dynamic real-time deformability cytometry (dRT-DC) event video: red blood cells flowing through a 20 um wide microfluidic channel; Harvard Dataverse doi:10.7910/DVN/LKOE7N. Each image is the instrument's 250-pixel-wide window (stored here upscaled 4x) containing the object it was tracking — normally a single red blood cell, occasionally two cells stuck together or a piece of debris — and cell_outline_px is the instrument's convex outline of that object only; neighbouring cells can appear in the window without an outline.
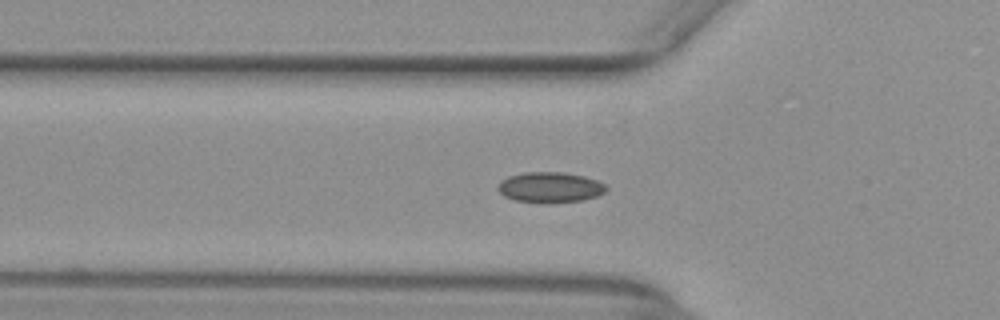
{"species": "common noctule bat (a hibernating species)", "species_latin": "Nyctalus noctula", "temperature_condition": "warm", "stored_images_in_passage": 38, "camera_frame_rate_fps": 3000, "um_per_image_px": 0.085, "animal": {"sex": "female", "body_mass_g": 29.2, "forearm_length_mm": 56.3}, "frame": {"image": 1, "passage_image": 4, "time_ms": 1.0, "image_size_px": [1000, 320], "cell_outline_px": [[608, 188], [604, 192], [596, 196], [584, 200], [552, 204], [548, 204], [512, 200], [504, 196], [496, 188], [500, 180], [508, 176], [524, 172], [564, 172], [584, 176], [596, 180], [604, 184]], "centroid_in_image_um": [46.72, 15.94], "position_along_channel_um": 79.1, "area_um2": 19.65}}
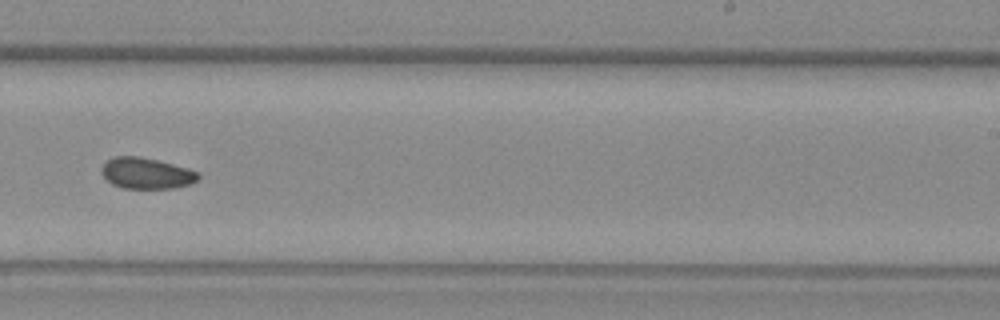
{"frame": {"image": 2, "passage_image": 19, "time_ms": 6.0, "image_size_px": [1000, 320], "cell_outline_px": [[200, 180], [192, 184], [172, 188], [124, 188], [112, 184], [100, 172], [100, 168], [108, 160], [116, 156], [136, 156], [156, 160], [188, 168], [200, 172]], "centroid_in_image_um": [12.49, 14.73], "position_along_channel_um": 276.5, "area_um2": 17.51}}
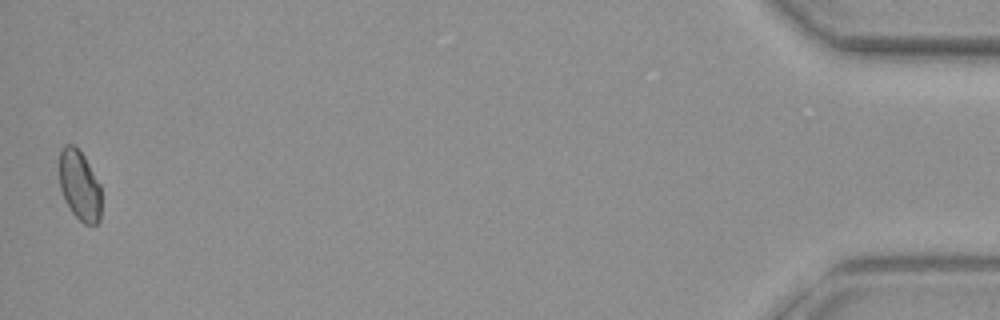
{"frame": {"image": 3, "passage_image": 38, "time_ms": 12.333, "image_size_px": [1000, 320], "cell_outline_px": [[100, 220], [96, 224], [84, 224], [72, 212], [64, 200], [60, 188], [60, 148], [64, 144], [72, 144], [84, 156], [100, 184]], "centroid_in_image_um": [6.75, 15.76], "position_along_channel_um": 428.4, "area_um2": 17.05}, "authors_computed_cell_mechanics": {"area_um2": 17.7735, "velocity_mm_per_s": 3.9487, "shape_relaxation_time_tau1_ms": null, "shape_relaxation_time_tau2_ms": 3.5962, "deformation_change_tau1": null, "deformation_change_tau2": 0.0609}}